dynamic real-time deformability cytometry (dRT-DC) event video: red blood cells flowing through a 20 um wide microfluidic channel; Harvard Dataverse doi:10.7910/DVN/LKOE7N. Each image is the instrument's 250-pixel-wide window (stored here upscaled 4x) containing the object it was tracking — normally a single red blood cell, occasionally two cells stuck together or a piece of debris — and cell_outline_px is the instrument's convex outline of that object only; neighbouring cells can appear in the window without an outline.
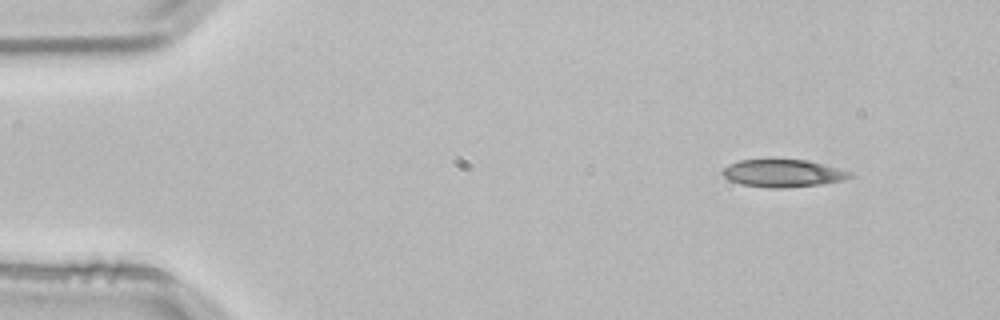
{"species": "common noctule bat (a hibernating species)", "species_latin": "Nyctalus noctula", "temperature_condition": "room temperature", "stored_images_in_passage": 3, "camera_frame_rate_fps": 3000, "um_per_image_px": 0.085, "animal": {"sex": "male", "body_mass_g": 21.5, "forearm_length_mm": 52.0}, "frame": {"image": 1, "passage_image": 1, "time_ms": 0.0, "image_size_px": [1000, 320], "cell_outline_px": [[852, 176], [844, 180], [820, 184], [784, 188], [768, 188], [740, 184], [728, 180], [720, 172], [728, 164], [740, 160], [808, 160], [852, 172]], "centroid_in_image_um": [66.52, 14.73], "position_along_channel_um": 18.5, "area_um2": 20.4}}
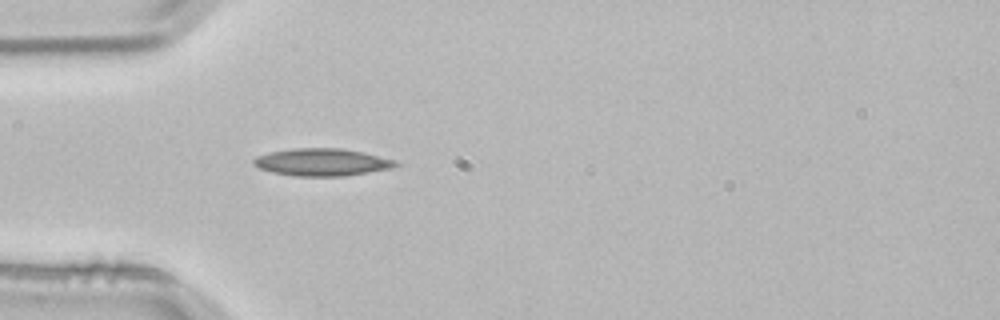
{"frame": {"image": 2, "passage_image": 3, "time_ms": 0.667, "image_size_px": [1000, 320], "cell_outline_px": [[400, 164], [392, 168], [344, 176], [296, 176], [272, 172], [260, 168], [252, 164], [252, 160], [256, 156], [268, 152], [292, 148], [340, 148], [364, 152], [396, 160]], "centroid_in_image_um": [27.36, 13.78], "position_along_channel_um": 57.6, "area_um2": 22.77}}